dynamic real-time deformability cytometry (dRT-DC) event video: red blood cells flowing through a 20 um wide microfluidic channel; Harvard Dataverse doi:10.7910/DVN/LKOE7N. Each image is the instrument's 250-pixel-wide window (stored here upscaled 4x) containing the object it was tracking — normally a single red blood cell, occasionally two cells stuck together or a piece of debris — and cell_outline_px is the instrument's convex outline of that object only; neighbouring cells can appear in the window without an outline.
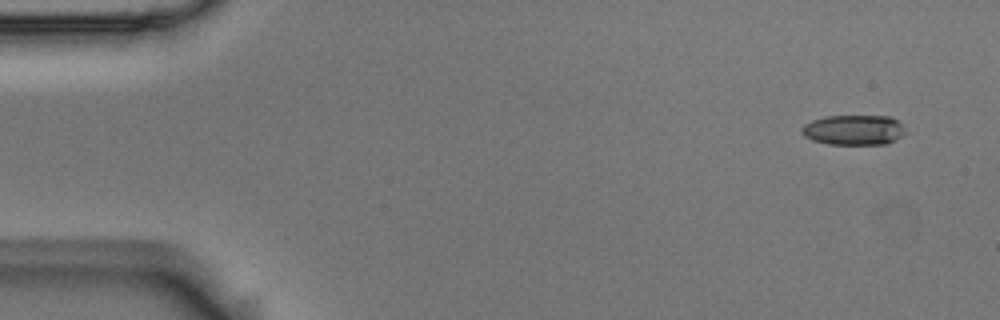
{"species": "Egyptian fruit bat (a non-hibernating species)", "species_latin": "Rousettus aegyptiacus", "temperature_condition": "room temperature", "stored_images_in_passage": 6, "camera_frame_rate_fps": 3000, "um_per_image_px": 0.085, "animal": {"sex": "male"}, "frame": {"image": 1, "passage_image": 1, "time_ms": 0.0, "image_size_px": [1000, 320], "cell_outline_px": [[904, 132], [896, 140], [888, 144], [828, 144], [812, 140], [804, 136], [800, 132], [800, 128], [804, 124], [812, 120], [824, 116], [892, 116], [900, 124]], "centroid_in_image_um": [72.51, 11.04], "position_along_channel_um": 12.5, "area_um2": 18.21}}
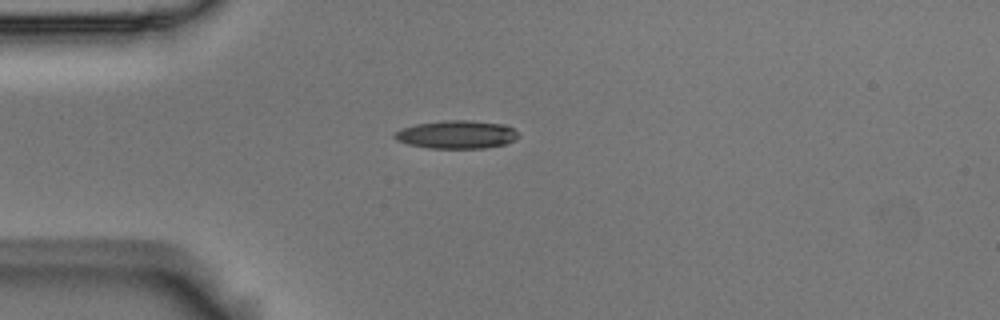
{"frame": {"image": 2, "passage_image": 4, "time_ms": 1.0, "image_size_px": [1000, 320], "cell_outline_px": [[520, 136], [504, 144], [484, 148], [428, 148], [408, 144], [396, 140], [392, 136], [392, 132], [400, 128], [416, 124], [444, 120], [468, 120], [504, 124], [520, 132]], "centroid_in_image_um": [38.77, 11.43], "position_along_channel_um": 46.2, "area_um2": 20.46}}
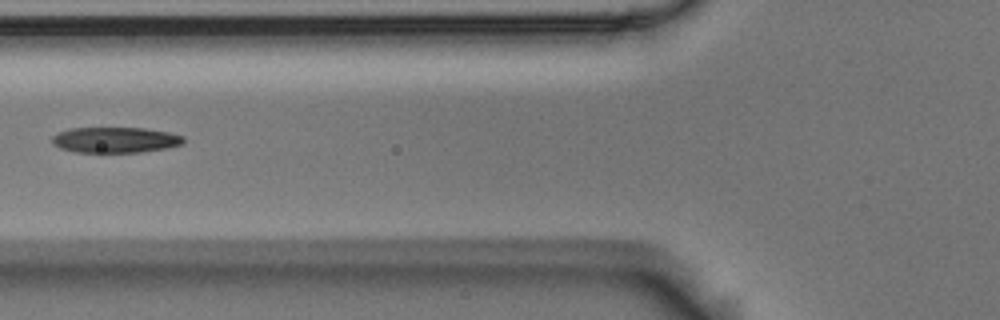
{"frame": {"image": 3, "passage_image": 6, "time_ms": 1.667, "image_size_px": [1000, 320], "cell_outline_px": [[184, 144], [168, 148], [140, 152], [76, 152], [60, 148], [52, 144], [52, 136], [60, 132], [72, 128], [144, 128], [168, 132], [184, 136]], "centroid_in_image_um": [9.82, 11.89], "position_along_channel_um": 116.0, "area_um2": 19.65}}